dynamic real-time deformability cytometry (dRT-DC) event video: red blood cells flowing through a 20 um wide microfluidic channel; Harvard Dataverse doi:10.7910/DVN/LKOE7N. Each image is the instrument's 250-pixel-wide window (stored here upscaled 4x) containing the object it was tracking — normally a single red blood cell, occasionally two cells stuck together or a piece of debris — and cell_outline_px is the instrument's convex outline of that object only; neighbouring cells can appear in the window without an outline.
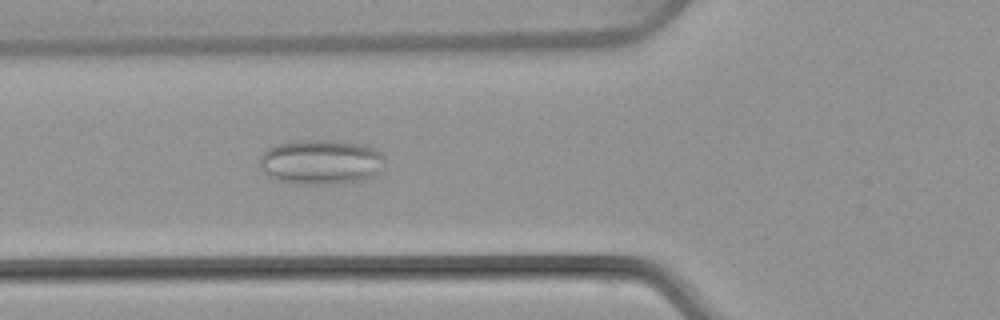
{"species": "common noctule bat (a hibernating species)", "species_latin": "Nyctalus noctula", "temperature_condition": "warm", "stored_images_in_passage": 39, "camera_frame_rate_fps": 3000, "um_per_image_px": 0.085, "animal": {"sex": "female", "body_mass_g": 22.7, "forearm_length_mm": 54.2}, "frame": {"image": 1, "passage_image": 13, "time_ms": 4.0, "image_size_px": [1000, 320], "cell_outline_px": [[384, 160], [380, 168], [372, 176], [356, 180], [332, 184], [296, 184], [276, 180], [260, 168], [260, 156], [268, 148], [276, 144], [300, 140], [332, 140], [356, 144], [372, 148], [380, 152], [384, 156]], "centroid_in_image_um": [27.21, 13.76], "position_along_channel_um": 98.6, "area_um2": 32.25}}
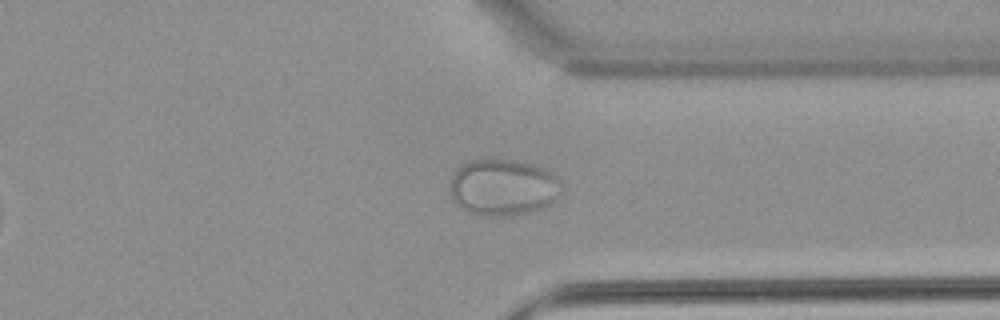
{"frame": {"image": 2, "passage_image": 34, "time_ms": 11.0, "image_size_px": [1000, 320], "cell_outline_px": [[564, 184], [556, 196], [548, 204], [540, 208], [528, 212], [508, 216], [480, 216], [468, 212], [456, 204], [452, 200], [448, 184], [452, 176], [468, 160], [496, 156], [532, 164], [556, 176]], "centroid_in_image_um": [42.69, 15.9], "position_along_channel_um": 368.7, "area_um2": 37.17}}
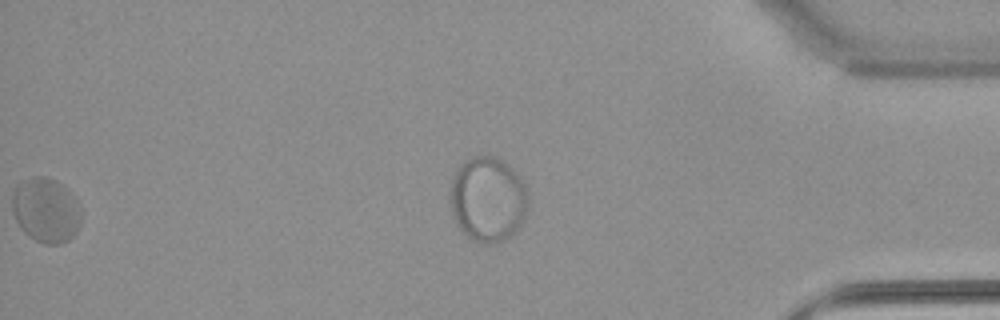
{"frame": {"image": 3, "passage_image": 38, "time_ms": 12.333, "image_size_px": [1000, 320], "cell_outline_px": [[80, 224], [76, 232], [68, 240], [60, 244], [44, 244], [36, 240], [24, 232], [20, 228], [12, 212], [12, 196], [16, 184], [32, 176], [44, 176], [56, 180], [68, 188], [80, 208]], "centroid_in_image_um": [3.88, 17.85], "position_along_channel_um": 431.3, "area_um2": 26.13}}